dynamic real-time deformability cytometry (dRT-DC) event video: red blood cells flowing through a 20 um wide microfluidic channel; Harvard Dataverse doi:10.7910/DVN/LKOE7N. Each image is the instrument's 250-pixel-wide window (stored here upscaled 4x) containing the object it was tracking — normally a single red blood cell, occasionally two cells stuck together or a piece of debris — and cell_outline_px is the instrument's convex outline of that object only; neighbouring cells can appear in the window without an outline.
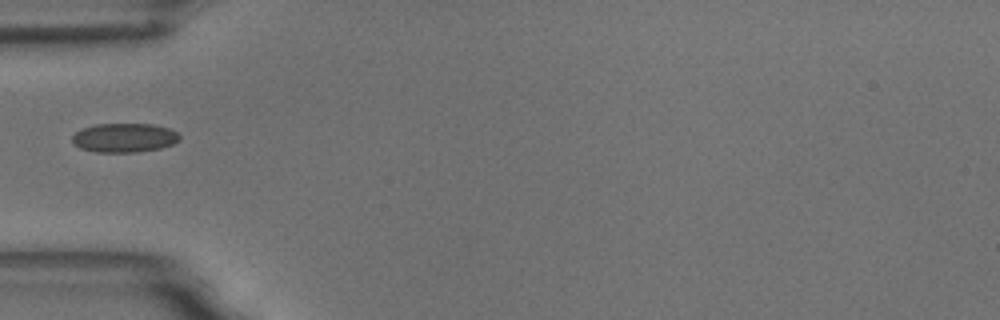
{"species": "common noctule bat (a hibernating species)", "species_latin": "Nyctalus noctula", "temperature_condition": "room temperature", "stored_images_in_passage": 34, "camera_frame_rate_fps": 3000, "um_per_image_px": 0.085, "animal": {"sex": "male", "body_mass_g": 18.8}, "frame": {"image": 1, "passage_image": 1, "time_ms": 0.0, "image_size_px": [1000, 320], "cell_outline_px": [[180, 140], [172, 144], [160, 148], [136, 152], [96, 152], [80, 148], [72, 140], [72, 136], [76, 132], [84, 128], [96, 124], [152, 124], [168, 128], [176, 132], [180, 136]], "centroid_in_image_um": [10.58, 11.71], "position_along_channel_um": 74.4, "area_um2": 18.03}}
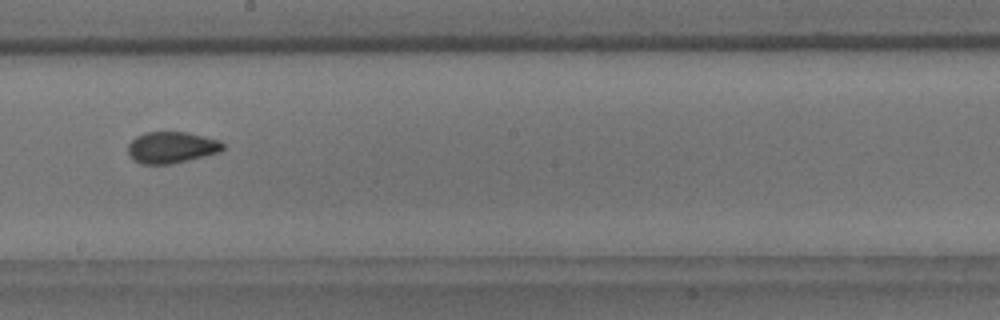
{"frame": {"image": 2, "passage_image": 14, "time_ms": 4.333, "image_size_px": [1000, 320], "cell_outline_px": [[224, 148], [220, 152], [172, 164], [140, 164], [132, 160], [128, 152], [128, 144], [136, 136], [144, 132], [184, 132], [204, 136], [220, 140], [224, 144]], "centroid_in_image_um": [14.56, 12.53], "position_along_channel_um": 233.6, "area_um2": 17.51}}
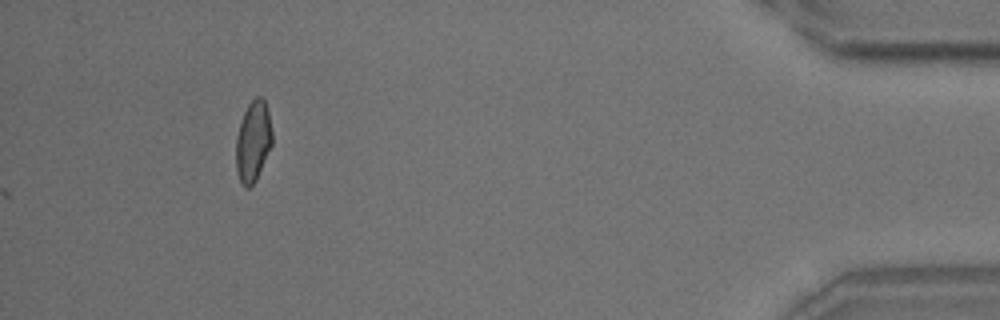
{"frame": {"image": 3, "passage_image": 34, "time_ms": 11.0, "image_size_px": [1000, 320], "cell_outline_px": [[272, 144], [256, 180], [248, 188], [244, 188], [240, 180], [236, 168], [236, 136], [244, 112], [248, 104], [256, 96], [260, 96], [264, 100], [268, 112], [272, 132]], "centroid_in_image_um": [21.51, 12.02], "position_along_channel_um": 413.7, "area_um2": 16.88}}